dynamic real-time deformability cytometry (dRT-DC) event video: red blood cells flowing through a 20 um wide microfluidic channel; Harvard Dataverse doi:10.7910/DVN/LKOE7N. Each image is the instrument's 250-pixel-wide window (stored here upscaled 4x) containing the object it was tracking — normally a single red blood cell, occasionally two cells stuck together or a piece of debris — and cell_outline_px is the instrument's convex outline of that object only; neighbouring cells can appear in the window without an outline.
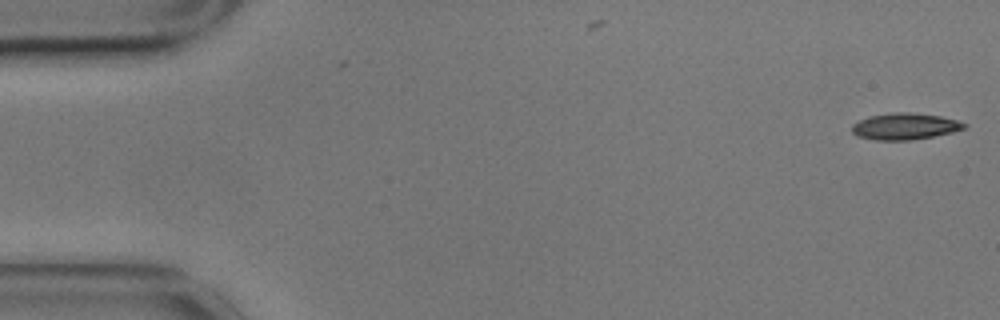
{"species": "common noctule bat (a hibernating species)", "species_latin": "Nyctalus noctula", "temperature_condition": "cold", "stored_images_in_passage": 2, "camera_frame_rate_fps": 3000, "um_per_image_px": 0.085, "animal": {"sex": "male", "body_mass_g": 17.9}, "frame": {"image": 1, "passage_image": 2, "time_ms": 0.333, "image_size_px": [1000, 320], "cell_outline_px": [[968, 124], [964, 128], [952, 132], [912, 140], [876, 140], [856, 136], [852, 132], [852, 124], [868, 116], [896, 112], [908, 112], [940, 116], [956, 120]], "centroid_in_image_um": [76.88, 10.74], "position_along_channel_um": 8.1, "area_um2": 17.22}}